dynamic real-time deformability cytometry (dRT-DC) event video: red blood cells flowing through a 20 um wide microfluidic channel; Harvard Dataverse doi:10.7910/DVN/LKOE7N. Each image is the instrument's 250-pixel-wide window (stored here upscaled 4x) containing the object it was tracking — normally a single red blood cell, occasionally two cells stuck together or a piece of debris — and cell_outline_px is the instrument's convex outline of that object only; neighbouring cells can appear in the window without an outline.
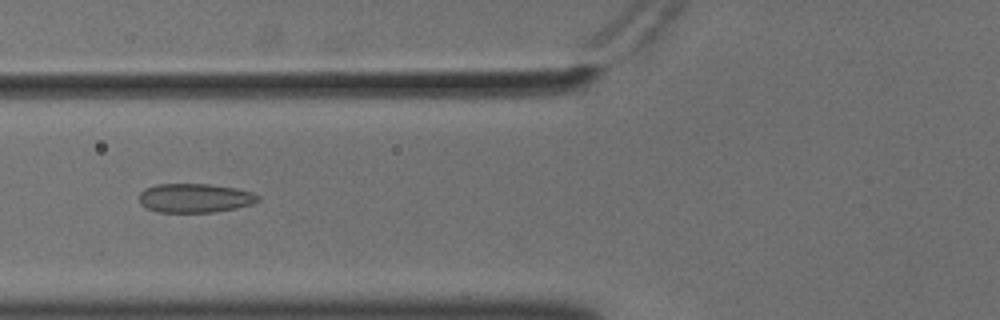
{"species": "common noctule bat (a hibernating species)", "species_latin": "Nyctalus noctula", "temperature_condition": "cold", "stored_images_in_passage": 34, "camera_frame_rate_fps": 3000, "um_per_image_px": 0.085, "animal": {"sex": "male", "body_mass_g": 18.8}, "frame": {"image": 1, "passage_image": 16, "time_ms": 5.0, "image_size_px": [1000, 320], "cell_outline_px": [[260, 200], [252, 204], [236, 208], [212, 212], [160, 212], [148, 208], [140, 204], [140, 192], [144, 188], [156, 184], [208, 184], [236, 188], [252, 192], [260, 196]], "centroid_in_image_um": [16.57, 16.83], "position_along_channel_um": 109.2, "area_um2": 20.11}}
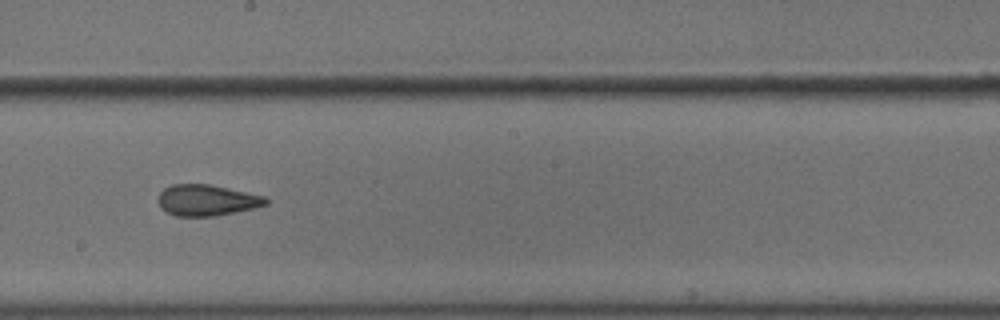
{"frame": {"image": 2, "passage_image": 26, "time_ms": 8.333, "image_size_px": [1000, 320], "cell_outline_px": [[268, 204], [236, 212], [216, 216], [176, 216], [160, 208], [156, 200], [156, 196], [164, 188], [172, 184], [208, 184], [228, 188], [264, 196], [268, 200]], "centroid_in_image_um": [17.52, 17.02], "position_along_channel_um": 230.7, "area_um2": 19.59}}
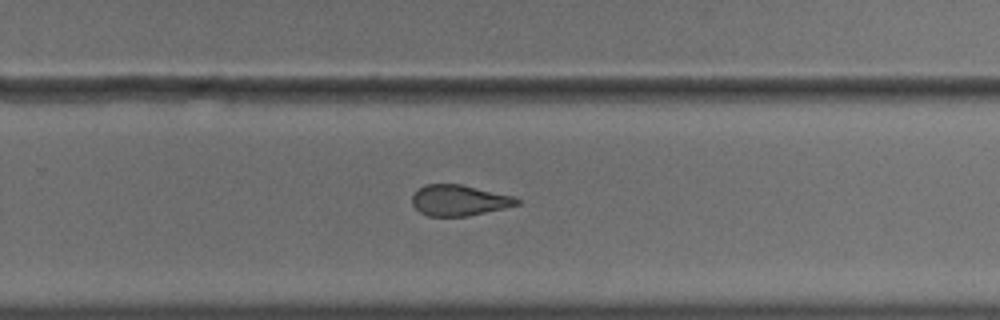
{"frame": {"image": 3, "passage_image": 31, "time_ms": 10.0, "image_size_px": [1000, 320], "cell_outline_px": [[520, 204], [504, 208], [468, 216], [428, 216], [420, 212], [412, 204], [412, 196], [424, 184], [460, 184], [516, 196], [520, 200]], "centroid_in_image_um": [39.05, 17.02], "position_along_channel_um": 290.7, "area_um2": 18.84}}